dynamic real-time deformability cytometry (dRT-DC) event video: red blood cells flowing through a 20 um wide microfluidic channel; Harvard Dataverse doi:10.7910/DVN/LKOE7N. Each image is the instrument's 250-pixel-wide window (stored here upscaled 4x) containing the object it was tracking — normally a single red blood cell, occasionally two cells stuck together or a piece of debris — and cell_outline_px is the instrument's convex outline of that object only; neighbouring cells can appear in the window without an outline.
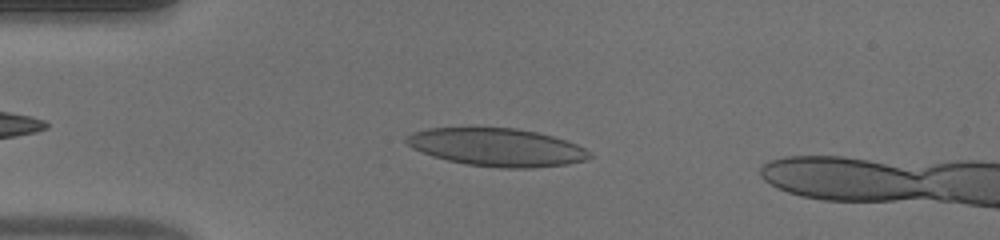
{"species": "human", "species_latin": "Homo sapiens", "temperature_condition": "warm", "stored_images_in_passage": 37, "camera_frame_rate_fps": 3000, "um_per_image_px": 0.085, "donor": {"sex": "male"}, "frame": {"image": 1, "passage_image": 5, "time_ms": 1.333, "image_size_px": [1000, 240], "cell_outline_px": [[596, 156], [584, 160], [568, 164], [532, 168], [500, 168], [468, 164], [448, 160], [432, 156], [412, 148], [404, 140], [404, 136], [412, 132], [428, 128], [516, 128], [536, 132], [552, 136], [576, 144], [592, 152]], "centroid_in_image_um": [42.24, 12.52], "position_along_channel_um": 42.8, "area_um2": 40.52}}
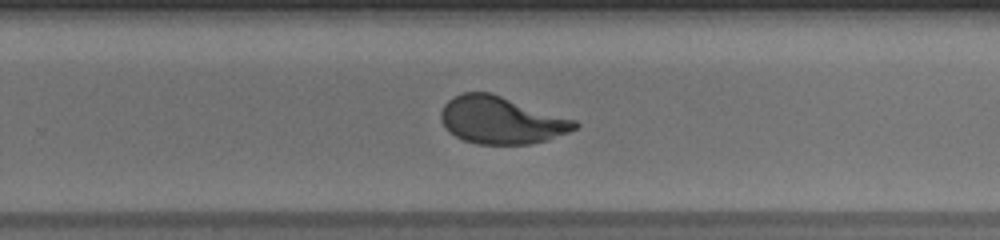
{"frame": {"image": 2, "passage_image": 24, "time_ms": 7.667, "image_size_px": [1000, 240], "cell_outline_px": [[580, 124], [576, 128], [568, 132], [548, 140], [528, 144], [476, 144], [464, 140], [448, 132], [440, 120], [440, 112], [444, 104], [452, 96], [464, 92], [492, 92], [576, 120]], "centroid_in_image_um": [42.58, 10.2], "position_along_channel_um": 287.2, "area_um2": 37.22}}
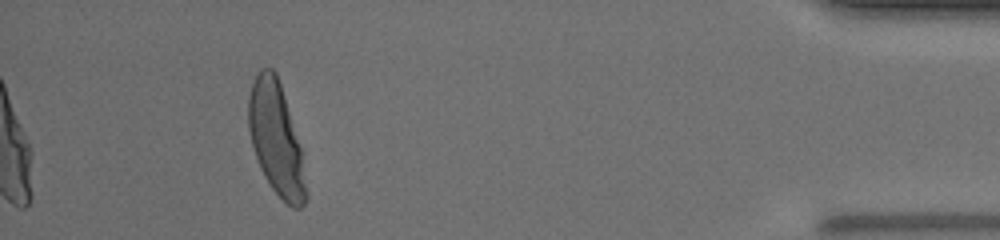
{"frame": {"image": 3, "passage_image": 37, "time_ms": 12.0, "image_size_px": [1000, 240], "cell_outline_px": [[308, 196], [304, 204], [300, 208], [292, 208], [272, 188], [264, 176], [260, 168], [252, 144], [248, 128], [248, 96], [252, 84], [260, 68], [272, 68], [276, 72], [280, 84], [300, 148], [308, 192]], "centroid_in_image_um": [23.46, 11.82], "position_along_channel_um": 411.7, "area_um2": 37.05}, "authors_computed_cell_mechanics": {"area_um2": 38.3214, "velocity_mm_per_s": 4.2444, "shape_relaxation_time_tau1_ms": 5.5043, "shape_relaxation_time_tau2_ms": null, "deformation_change_tau1": 0.2398, "deformation_change_tau2": null}}